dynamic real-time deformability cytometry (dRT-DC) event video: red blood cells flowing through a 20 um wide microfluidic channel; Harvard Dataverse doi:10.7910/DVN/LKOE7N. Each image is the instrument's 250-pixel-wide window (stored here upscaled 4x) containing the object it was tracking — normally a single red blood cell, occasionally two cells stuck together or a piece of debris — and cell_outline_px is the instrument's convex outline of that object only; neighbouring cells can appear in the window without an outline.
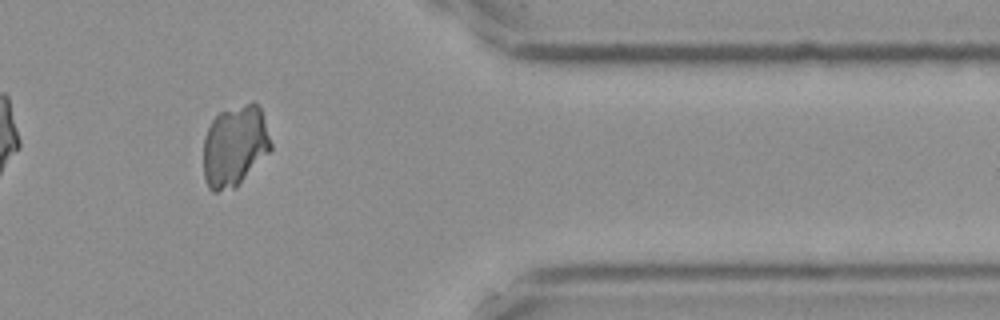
{"species": "Egyptian fruit bat (a non-hibernating species)", "species_latin": "Rousettus aegyptiacus", "temperature_condition": "cold", "stored_images_in_passage": 15, "camera_frame_rate_fps": 3000, "um_per_image_px": 0.085, "frame": {"image": 1, "passage_image": 13, "time_ms": 4.0, "image_size_px": [1000, 320], "cell_outline_px": [[272, 148], [236, 188], [216, 192], [212, 192], [208, 188], [204, 176], [204, 136], [212, 120], [220, 112], [252, 100], [260, 108], [272, 144]], "centroid_in_image_um": [19.94, 12.42], "position_along_channel_um": 391.5, "area_um2": 31.91}}